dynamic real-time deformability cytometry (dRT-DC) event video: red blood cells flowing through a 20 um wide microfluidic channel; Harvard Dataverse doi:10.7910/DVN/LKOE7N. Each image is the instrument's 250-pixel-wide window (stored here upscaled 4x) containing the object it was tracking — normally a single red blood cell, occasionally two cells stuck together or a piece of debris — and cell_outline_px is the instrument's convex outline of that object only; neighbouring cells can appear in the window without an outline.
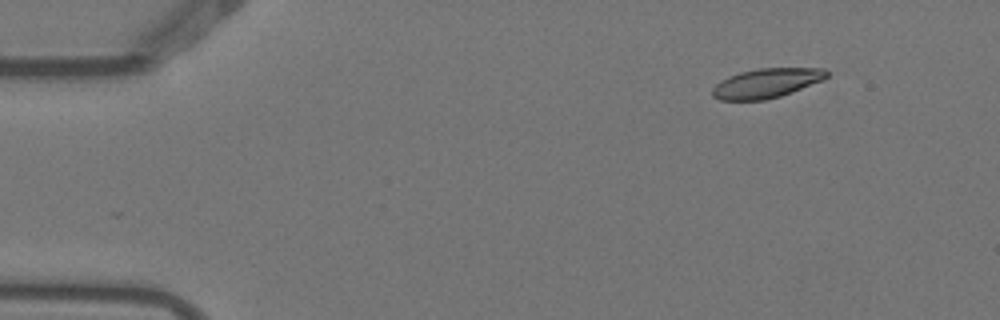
{"species": "Egyptian fruit bat (a non-hibernating species)", "species_latin": "Rousettus aegyptiacus", "temperature_condition": "warm", "stored_images_in_passage": 4, "camera_frame_rate_fps": 3000, "um_per_image_px": 0.085, "animal": {"sex": "female"}, "frame": {"image": 1, "passage_image": 1, "time_ms": 0.0, "image_size_px": [1000, 320], "cell_outline_px": [[828, 76], [824, 80], [792, 92], [780, 96], [764, 100], [720, 100], [712, 96], [712, 88], [720, 80], [740, 72], [760, 68], [824, 68], [828, 72]], "centroid_in_image_um": [65.16, 7.07], "position_along_channel_um": 19.8, "area_um2": 19.65}}
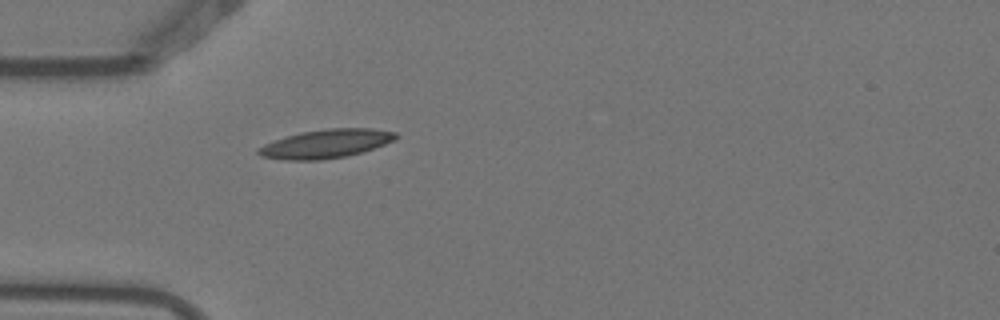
{"frame": {"image": 2, "passage_image": 4, "time_ms": 1.0, "image_size_px": [1000, 320], "cell_outline_px": [[400, 136], [396, 140], [348, 156], [320, 160], [288, 160], [260, 156], [256, 152], [256, 148], [264, 144], [300, 132], [328, 128], [372, 128], [396, 132]], "centroid_in_image_um": [27.72, 12.21], "position_along_channel_um": 57.3, "area_um2": 22.95}}